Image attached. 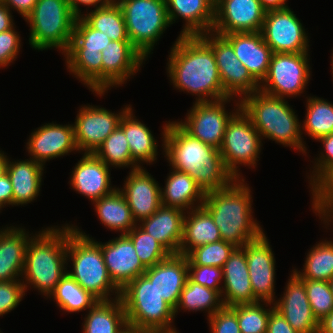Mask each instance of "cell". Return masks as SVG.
I'll return each instance as SVG.
<instances>
[{"mask_svg": "<svg viewBox=\"0 0 333 333\" xmlns=\"http://www.w3.org/2000/svg\"><path fill=\"white\" fill-rule=\"evenodd\" d=\"M231 308L236 312L241 333H266L270 313L275 307L270 302H256Z\"/></svg>", "mask_w": 333, "mask_h": 333, "instance_id": "obj_43", "label": "cell"}, {"mask_svg": "<svg viewBox=\"0 0 333 333\" xmlns=\"http://www.w3.org/2000/svg\"><path fill=\"white\" fill-rule=\"evenodd\" d=\"M0 204L3 207L13 206V187L7 173L0 177Z\"/></svg>", "mask_w": 333, "mask_h": 333, "instance_id": "obj_55", "label": "cell"}, {"mask_svg": "<svg viewBox=\"0 0 333 333\" xmlns=\"http://www.w3.org/2000/svg\"><path fill=\"white\" fill-rule=\"evenodd\" d=\"M170 169L165 186L160 187L161 204L184 211L201 207L205 199L202 188L186 172Z\"/></svg>", "mask_w": 333, "mask_h": 333, "instance_id": "obj_32", "label": "cell"}, {"mask_svg": "<svg viewBox=\"0 0 333 333\" xmlns=\"http://www.w3.org/2000/svg\"><path fill=\"white\" fill-rule=\"evenodd\" d=\"M188 277L195 283L222 292L223 269L215 266L188 265Z\"/></svg>", "mask_w": 333, "mask_h": 333, "instance_id": "obj_49", "label": "cell"}, {"mask_svg": "<svg viewBox=\"0 0 333 333\" xmlns=\"http://www.w3.org/2000/svg\"><path fill=\"white\" fill-rule=\"evenodd\" d=\"M222 240L218 226L201 206L186 211L179 254L187 255L192 249Z\"/></svg>", "mask_w": 333, "mask_h": 333, "instance_id": "obj_34", "label": "cell"}, {"mask_svg": "<svg viewBox=\"0 0 333 333\" xmlns=\"http://www.w3.org/2000/svg\"><path fill=\"white\" fill-rule=\"evenodd\" d=\"M126 324L127 318L120 298L98 301L87 311L82 323V332L119 333Z\"/></svg>", "mask_w": 333, "mask_h": 333, "instance_id": "obj_36", "label": "cell"}, {"mask_svg": "<svg viewBox=\"0 0 333 333\" xmlns=\"http://www.w3.org/2000/svg\"><path fill=\"white\" fill-rule=\"evenodd\" d=\"M6 226L0 228V281L21 280L28 241L35 233L22 226Z\"/></svg>", "mask_w": 333, "mask_h": 333, "instance_id": "obj_29", "label": "cell"}, {"mask_svg": "<svg viewBox=\"0 0 333 333\" xmlns=\"http://www.w3.org/2000/svg\"><path fill=\"white\" fill-rule=\"evenodd\" d=\"M332 56H331V74H332V78H333V52H332V54H331ZM333 80V79H332Z\"/></svg>", "mask_w": 333, "mask_h": 333, "instance_id": "obj_64", "label": "cell"}, {"mask_svg": "<svg viewBox=\"0 0 333 333\" xmlns=\"http://www.w3.org/2000/svg\"><path fill=\"white\" fill-rule=\"evenodd\" d=\"M118 236L105 243L96 242L101 246L111 280L122 290L133 279L144 274L147 268L137 256L131 239L126 234Z\"/></svg>", "mask_w": 333, "mask_h": 333, "instance_id": "obj_23", "label": "cell"}, {"mask_svg": "<svg viewBox=\"0 0 333 333\" xmlns=\"http://www.w3.org/2000/svg\"><path fill=\"white\" fill-rule=\"evenodd\" d=\"M263 9L268 12L272 10H280L289 7L287 0H259Z\"/></svg>", "mask_w": 333, "mask_h": 333, "instance_id": "obj_58", "label": "cell"}, {"mask_svg": "<svg viewBox=\"0 0 333 333\" xmlns=\"http://www.w3.org/2000/svg\"><path fill=\"white\" fill-rule=\"evenodd\" d=\"M4 207L0 204V213H1V210L3 209Z\"/></svg>", "mask_w": 333, "mask_h": 333, "instance_id": "obj_65", "label": "cell"}, {"mask_svg": "<svg viewBox=\"0 0 333 333\" xmlns=\"http://www.w3.org/2000/svg\"><path fill=\"white\" fill-rule=\"evenodd\" d=\"M68 262L71 270H67V273L99 301L120 298L121 290L109 276L101 246L72 223H67Z\"/></svg>", "mask_w": 333, "mask_h": 333, "instance_id": "obj_6", "label": "cell"}, {"mask_svg": "<svg viewBox=\"0 0 333 333\" xmlns=\"http://www.w3.org/2000/svg\"><path fill=\"white\" fill-rule=\"evenodd\" d=\"M131 106L125 105L115 113L101 106L82 105L73 123L75 144L79 153L94 154L118 127L121 117Z\"/></svg>", "mask_w": 333, "mask_h": 333, "instance_id": "obj_16", "label": "cell"}, {"mask_svg": "<svg viewBox=\"0 0 333 333\" xmlns=\"http://www.w3.org/2000/svg\"><path fill=\"white\" fill-rule=\"evenodd\" d=\"M8 157L4 151L0 150V177L7 173Z\"/></svg>", "mask_w": 333, "mask_h": 333, "instance_id": "obj_60", "label": "cell"}, {"mask_svg": "<svg viewBox=\"0 0 333 333\" xmlns=\"http://www.w3.org/2000/svg\"><path fill=\"white\" fill-rule=\"evenodd\" d=\"M305 120L301 122V134L318 140L333 133V104L327 99L307 96ZM305 131V132H303Z\"/></svg>", "mask_w": 333, "mask_h": 333, "instance_id": "obj_40", "label": "cell"}, {"mask_svg": "<svg viewBox=\"0 0 333 333\" xmlns=\"http://www.w3.org/2000/svg\"><path fill=\"white\" fill-rule=\"evenodd\" d=\"M68 1H69V5H70V8L72 9V11L79 17L84 13V12H81L82 11V9L80 8L81 5L88 6L87 7L88 10H89L90 6H92V8H94V9H96L98 7H103V6L107 5L108 3H110L113 0H68Z\"/></svg>", "mask_w": 333, "mask_h": 333, "instance_id": "obj_56", "label": "cell"}, {"mask_svg": "<svg viewBox=\"0 0 333 333\" xmlns=\"http://www.w3.org/2000/svg\"><path fill=\"white\" fill-rule=\"evenodd\" d=\"M252 191L245 179H235L229 186L205 193L202 207L218 226L222 240L243 247L257 239L263 227L253 215Z\"/></svg>", "mask_w": 333, "mask_h": 333, "instance_id": "obj_3", "label": "cell"}, {"mask_svg": "<svg viewBox=\"0 0 333 333\" xmlns=\"http://www.w3.org/2000/svg\"><path fill=\"white\" fill-rule=\"evenodd\" d=\"M111 39L92 28L81 16L63 54L67 70L92 92H102V54Z\"/></svg>", "mask_w": 333, "mask_h": 333, "instance_id": "obj_8", "label": "cell"}, {"mask_svg": "<svg viewBox=\"0 0 333 333\" xmlns=\"http://www.w3.org/2000/svg\"><path fill=\"white\" fill-rule=\"evenodd\" d=\"M317 141L322 143L323 151L313 162L312 171L307 176L309 188L312 189L333 168V133L320 137Z\"/></svg>", "mask_w": 333, "mask_h": 333, "instance_id": "obj_48", "label": "cell"}, {"mask_svg": "<svg viewBox=\"0 0 333 333\" xmlns=\"http://www.w3.org/2000/svg\"><path fill=\"white\" fill-rule=\"evenodd\" d=\"M77 15L68 0H38L33 12L25 19L30 27L29 44L32 49L67 51Z\"/></svg>", "mask_w": 333, "mask_h": 333, "instance_id": "obj_9", "label": "cell"}, {"mask_svg": "<svg viewBox=\"0 0 333 333\" xmlns=\"http://www.w3.org/2000/svg\"><path fill=\"white\" fill-rule=\"evenodd\" d=\"M167 59L171 85L180 92L197 96L195 102L229 97L224 92L214 52L199 35H179Z\"/></svg>", "mask_w": 333, "mask_h": 333, "instance_id": "obj_1", "label": "cell"}, {"mask_svg": "<svg viewBox=\"0 0 333 333\" xmlns=\"http://www.w3.org/2000/svg\"><path fill=\"white\" fill-rule=\"evenodd\" d=\"M329 287L333 296V278L329 281Z\"/></svg>", "mask_w": 333, "mask_h": 333, "instance_id": "obj_63", "label": "cell"}, {"mask_svg": "<svg viewBox=\"0 0 333 333\" xmlns=\"http://www.w3.org/2000/svg\"><path fill=\"white\" fill-rule=\"evenodd\" d=\"M223 306L221 295L216 290L199 285L188 277L175 308V317L181 310L185 312L187 310L188 312L205 311L208 319Z\"/></svg>", "mask_w": 333, "mask_h": 333, "instance_id": "obj_39", "label": "cell"}, {"mask_svg": "<svg viewBox=\"0 0 333 333\" xmlns=\"http://www.w3.org/2000/svg\"><path fill=\"white\" fill-rule=\"evenodd\" d=\"M307 297L318 321L333 311V296L329 281L304 279Z\"/></svg>", "mask_w": 333, "mask_h": 333, "instance_id": "obj_46", "label": "cell"}, {"mask_svg": "<svg viewBox=\"0 0 333 333\" xmlns=\"http://www.w3.org/2000/svg\"><path fill=\"white\" fill-rule=\"evenodd\" d=\"M13 13L0 2V32L11 29L14 23Z\"/></svg>", "mask_w": 333, "mask_h": 333, "instance_id": "obj_57", "label": "cell"}, {"mask_svg": "<svg viewBox=\"0 0 333 333\" xmlns=\"http://www.w3.org/2000/svg\"><path fill=\"white\" fill-rule=\"evenodd\" d=\"M310 191L313 213L319 219H330L333 215V168Z\"/></svg>", "mask_w": 333, "mask_h": 333, "instance_id": "obj_47", "label": "cell"}, {"mask_svg": "<svg viewBox=\"0 0 333 333\" xmlns=\"http://www.w3.org/2000/svg\"><path fill=\"white\" fill-rule=\"evenodd\" d=\"M48 298L55 300V304L65 313L88 311L99 301L85 291L68 273L58 282Z\"/></svg>", "mask_w": 333, "mask_h": 333, "instance_id": "obj_38", "label": "cell"}, {"mask_svg": "<svg viewBox=\"0 0 333 333\" xmlns=\"http://www.w3.org/2000/svg\"><path fill=\"white\" fill-rule=\"evenodd\" d=\"M266 333H299L286 321L275 308L271 311Z\"/></svg>", "mask_w": 333, "mask_h": 333, "instance_id": "obj_53", "label": "cell"}, {"mask_svg": "<svg viewBox=\"0 0 333 333\" xmlns=\"http://www.w3.org/2000/svg\"><path fill=\"white\" fill-rule=\"evenodd\" d=\"M166 4L170 1V0H163Z\"/></svg>", "mask_w": 333, "mask_h": 333, "instance_id": "obj_66", "label": "cell"}, {"mask_svg": "<svg viewBox=\"0 0 333 333\" xmlns=\"http://www.w3.org/2000/svg\"><path fill=\"white\" fill-rule=\"evenodd\" d=\"M92 205L101 224L110 231L120 232V235L128 234L137 225L126 199L118 188L92 202Z\"/></svg>", "mask_w": 333, "mask_h": 333, "instance_id": "obj_35", "label": "cell"}, {"mask_svg": "<svg viewBox=\"0 0 333 333\" xmlns=\"http://www.w3.org/2000/svg\"><path fill=\"white\" fill-rule=\"evenodd\" d=\"M232 243L220 240L192 249L186 256L188 265L215 266L222 268L234 250Z\"/></svg>", "mask_w": 333, "mask_h": 333, "instance_id": "obj_45", "label": "cell"}, {"mask_svg": "<svg viewBox=\"0 0 333 333\" xmlns=\"http://www.w3.org/2000/svg\"><path fill=\"white\" fill-rule=\"evenodd\" d=\"M321 220V223H323V227H325L326 229H329L328 227H331L330 224H332L333 226V215L330 219H320ZM323 221V222H322ZM326 225V226H325ZM330 225V226H329ZM328 226V227H327Z\"/></svg>", "mask_w": 333, "mask_h": 333, "instance_id": "obj_62", "label": "cell"}, {"mask_svg": "<svg viewBox=\"0 0 333 333\" xmlns=\"http://www.w3.org/2000/svg\"><path fill=\"white\" fill-rule=\"evenodd\" d=\"M119 333H150V332L127 323Z\"/></svg>", "mask_w": 333, "mask_h": 333, "instance_id": "obj_61", "label": "cell"}, {"mask_svg": "<svg viewBox=\"0 0 333 333\" xmlns=\"http://www.w3.org/2000/svg\"><path fill=\"white\" fill-rule=\"evenodd\" d=\"M186 211L161 205L138 225L155 238L170 254H179Z\"/></svg>", "mask_w": 333, "mask_h": 333, "instance_id": "obj_30", "label": "cell"}, {"mask_svg": "<svg viewBox=\"0 0 333 333\" xmlns=\"http://www.w3.org/2000/svg\"><path fill=\"white\" fill-rule=\"evenodd\" d=\"M240 108L250 118L263 139L275 141L307 156L301 121L285 98L268 95L260 90L240 100Z\"/></svg>", "mask_w": 333, "mask_h": 333, "instance_id": "obj_5", "label": "cell"}, {"mask_svg": "<svg viewBox=\"0 0 333 333\" xmlns=\"http://www.w3.org/2000/svg\"><path fill=\"white\" fill-rule=\"evenodd\" d=\"M15 28L16 25L0 32V69L10 66L18 58L22 38Z\"/></svg>", "mask_w": 333, "mask_h": 333, "instance_id": "obj_51", "label": "cell"}, {"mask_svg": "<svg viewBox=\"0 0 333 333\" xmlns=\"http://www.w3.org/2000/svg\"><path fill=\"white\" fill-rule=\"evenodd\" d=\"M8 157L7 174L13 187V206H24L40 195L44 168L33 159L11 160Z\"/></svg>", "mask_w": 333, "mask_h": 333, "instance_id": "obj_31", "label": "cell"}, {"mask_svg": "<svg viewBox=\"0 0 333 333\" xmlns=\"http://www.w3.org/2000/svg\"><path fill=\"white\" fill-rule=\"evenodd\" d=\"M81 155L71 172L70 187L91 202L111 194L117 188L111 184V167L93 153Z\"/></svg>", "mask_w": 333, "mask_h": 333, "instance_id": "obj_24", "label": "cell"}, {"mask_svg": "<svg viewBox=\"0 0 333 333\" xmlns=\"http://www.w3.org/2000/svg\"><path fill=\"white\" fill-rule=\"evenodd\" d=\"M132 106L121 117L119 126L128 140L131 158L140 166L157 162L158 142L152 131L133 113ZM142 164V165H141Z\"/></svg>", "mask_w": 333, "mask_h": 333, "instance_id": "obj_33", "label": "cell"}, {"mask_svg": "<svg viewBox=\"0 0 333 333\" xmlns=\"http://www.w3.org/2000/svg\"><path fill=\"white\" fill-rule=\"evenodd\" d=\"M305 30L294 11L287 7L266 12L261 33L272 53H301L310 51Z\"/></svg>", "mask_w": 333, "mask_h": 333, "instance_id": "obj_15", "label": "cell"}, {"mask_svg": "<svg viewBox=\"0 0 333 333\" xmlns=\"http://www.w3.org/2000/svg\"><path fill=\"white\" fill-rule=\"evenodd\" d=\"M102 54V92H94L104 96L113 87L123 86L139 72L146 59L130 41H110Z\"/></svg>", "mask_w": 333, "mask_h": 333, "instance_id": "obj_18", "label": "cell"}, {"mask_svg": "<svg viewBox=\"0 0 333 333\" xmlns=\"http://www.w3.org/2000/svg\"><path fill=\"white\" fill-rule=\"evenodd\" d=\"M144 275L154 284L158 294L175 309L188 279L187 256L170 254L160 263L147 268Z\"/></svg>", "mask_w": 333, "mask_h": 333, "instance_id": "obj_26", "label": "cell"}, {"mask_svg": "<svg viewBox=\"0 0 333 333\" xmlns=\"http://www.w3.org/2000/svg\"><path fill=\"white\" fill-rule=\"evenodd\" d=\"M165 122L161 145L170 168L189 174L205 193L223 189L235 180L218 149L191 136L176 121Z\"/></svg>", "mask_w": 333, "mask_h": 333, "instance_id": "obj_2", "label": "cell"}, {"mask_svg": "<svg viewBox=\"0 0 333 333\" xmlns=\"http://www.w3.org/2000/svg\"><path fill=\"white\" fill-rule=\"evenodd\" d=\"M116 1L123 11L130 42L148 60L160 37L171 26L167 4L163 0Z\"/></svg>", "mask_w": 333, "mask_h": 333, "instance_id": "obj_10", "label": "cell"}, {"mask_svg": "<svg viewBox=\"0 0 333 333\" xmlns=\"http://www.w3.org/2000/svg\"><path fill=\"white\" fill-rule=\"evenodd\" d=\"M87 10L81 17L94 29L106 34L111 41H130L126 31L125 18L116 0L103 7Z\"/></svg>", "mask_w": 333, "mask_h": 333, "instance_id": "obj_37", "label": "cell"}, {"mask_svg": "<svg viewBox=\"0 0 333 333\" xmlns=\"http://www.w3.org/2000/svg\"><path fill=\"white\" fill-rule=\"evenodd\" d=\"M167 14L170 25L180 18L185 21L179 35L208 33L215 20V0H170L167 3Z\"/></svg>", "mask_w": 333, "mask_h": 333, "instance_id": "obj_28", "label": "cell"}, {"mask_svg": "<svg viewBox=\"0 0 333 333\" xmlns=\"http://www.w3.org/2000/svg\"><path fill=\"white\" fill-rule=\"evenodd\" d=\"M282 295L273 304L293 329L299 333H318L319 321L310 306L304 279L293 270Z\"/></svg>", "mask_w": 333, "mask_h": 333, "instance_id": "obj_22", "label": "cell"}, {"mask_svg": "<svg viewBox=\"0 0 333 333\" xmlns=\"http://www.w3.org/2000/svg\"><path fill=\"white\" fill-rule=\"evenodd\" d=\"M307 252L302 271L293 269L301 279L330 281L333 278V241L322 239Z\"/></svg>", "mask_w": 333, "mask_h": 333, "instance_id": "obj_41", "label": "cell"}, {"mask_svg": "<svg viewBox=\"0 0 333 333\" xmlns=\"http://www.w3.org/2000/svg\"><path fill=\"white\" fill-rule=\"evenodd\" d=\"M266 11L259 0H215V20L211 32H261Z\"/></svg>", "mask_w": 333, "mask_h": 333, "instance_id": "obj_19", "label": "cell"}, {"mask_svg": "<svg viewBox=\"0 0 333 333\" xmlns=\"http://www.w3.org/2000/svg\"><path fill=\"white\" fill-rule=\"evenodd\" d=\"M310 52L273 53L259 90L275 97L301 96L311 80Z\"/></svg>", "mask_w": 333, "mask_h": 333, "instance_id": "obj_12", "label": "cell"}, {"mask_svg": "<svg viewBox=\"0 0 333 333\" xmlns=\"http://www.w3.org/2000/svg\"><path fill=\"white\" fill-rule=\"evenodd\" d=\"M243 247L254 297L259 302L274 303L277 298L275 296L276 260L265 232L257 239L247 242Z\"/></svg>", "mask_w": 333, "mask_h": 333, "instance_id": "obj_17", "label": "cell"}, {"mask_svg": "<svg viewBox=\"0 0 333 333\" xmlns=\"http://www.w3.org/2000/svg\"><path fill=\"white\" fill-rule=\"evenodd\" d=\"M38 0H0L11 12L17 11L25 20L34 9Z\"/></svg>", "mask_w": 333, "mask_h": 333, "instance_id": "obj_54", "label": "cell"}, {"mask_svg": "<svg viewBox=\"0 0 333 333\" xmlns=\"http://www.w3.org/2000/svg\"><path fill=\"white\" fill-rule=\"evenodd\" d=\"M120 299L128 324L150 333L177 332L174 326L175 309L158 294L154 284L144 274L121 290Z\"/></svg>", "mask_w": 333, "mask_h": 333, "instance_id": "obj_7", "label": "cell"}, {"mask_svg": "<svg viewBox=\"0 0 333 333\" xmlns=\"http://www.w3.org/2000/svg\"><path fill=\"white\" fill-rule=\"evenodd\" d=\"M318 333H333V311L319 321Z\"/></svg>", "mask_w": 333, "mask_h": 333, "instance_id": "obj_59", "label": "cell"}, {"mask_svg": "<svg viewBox=\"0 0 333 333\" xmlns=\"http://www.w3.org/2000/svg\"><path fill=\"white\" fill-rule=\"evenodd\" d=\"M26 294L22 280L0 281V317L15 310Z\"/></svg>", "mask_w": 333, "mask_h": 333, "instance_id": "obj_50", "label": "cell"}, {"mask_svg": "<svg viewBox=\"0 0 333 333\" xmlns=\"http://www.w3.org/2000/svg\"><path fill=\"white\" fill-rule=\"evenodd\" d=\"M67 266V224L42 227L29 239L26 248L21 277L25 292L33 288L48 299L67 273Z\"/></svg>", "mask_w": 333, "mask_h": 333, "instance_id": "obj_4", "label": "cell"}, {"mask_svg": "<svg viewBox=\"0 0 333 333\" xmlns=\"http://www.w3.org/2000/svg\"><path fill=\"white\" fill-rule=\"evenodd\" d=\"M94 154L111 168L130 167V170H134L140 167L131 158L128 140L119 125Z\"/></svg>", "mask_w": 333, "mask_h": 333, "instance_id": "obj_42", "label": "cell"}, {"mask_svg": "<svg viewBox=\"0 0 333 333\" xmlns=\"http://www.w3.org/2000/svg\"><path fill=\"white\" fill-rule=\"evenodd\" d=\"M222 36L232 45L242 65L261 84L267 76L273 54L271 48L264 42L262 33H229Z\"/></svg>", "mask_w": 333, "mask_h": 333, "instance_id": "obj_27", "label": "cell"}, {"mask_svg": "<svg viewBox=\"0 0 333 333\" xmlns=\"http://www.w3.org/2000/svg\"><path fill=\"white\" fill-rule=\"evenodd\" d=\"M25 143L29 158L45 166L47 161L56 159L71 152H78L74 138L73 124H57L56 122L33 130Z\"/></svg>", "mask_w": 333, "mask_h": 333, "instance_id": "obj_20", "label": "cell"}, {"mask_svg": "<svg viewBox=\"0 0 333 333\" xmlns=\"http://www.w3.org/2000/svg\"><path fill=\"white\" fill-rule=\"evenodd\" d=\"M261 146H263L261 135L240 108L228 121L219 148L227 170L235 179H244L240 166H248L249 169L257 166L262 152Z\"/></svg>", "mask_w": 333, "mask_h": 333, "instance_id": "obj_11", "label": "cell"}, {"mask_svg": "<svg viewBox=\"0 0 333 333\" xmlns=\"http://www.w3.org/2000/svg\"><path fill=\"white\" fill-rule=\"evenodd\" d=\"M231 101L235 103V107L228 112L225 107ZM239 109L240 100L232 97L215 101L193 102V106L186 113V118L176 122L191 136L219 150L227 123Z\"/></svg>", "mask_w": 333, "mask_h": 333, "instance_id": "obj_13", "label": "cell"}, {"mask_svg": "<svg viewBox=\"0 0 333 333\" xmlns=\"http://www.w3.org/2000/svg\"><path fill=\"white\" fill-rule=\"evenodd\" d=\"M126 235L131 239L137 256L146 268L160 263L170 255L154 237L138 224Z\"/></svg>", "mask_w": 333, "mask_h": 333, "instance_id": "obj_44", "label": "cell"}, {"mask_svg": "<svg viewBox=\"0 0 333 333\" xmlns=\"http://www.w3.org/2000/svg\"><path fill=\"white\" fill-rule=\"evenodd\" d=\"M210 333H241L236 312L223 306L207 319Z\"/></svg>", "mask_w": 333, "mask_h": 333, "instance_id": "obj_52", "label": "cell"}, {"mask_svg": "<svg viewBox=\"0 0 333 333\" xmlns=\"http://www.w3.org/2000/svg\"><path fill=\"white\" fill-rule=\"evenodd\" d=\"M158 183L146 168L139 167L129 171L122 188L117 187L126 199L137 224L149 218L162 205L161 186Z\"/></svg>", "mask_w": 333, "mask_h": 333, "instance_id": "obj_21", "label": "cell"}, {"mask_svg": "<svg viewBox=\"0 0 333 333\" xmlns=\"http://www.w3.org/2000/svg\"><path fill=\"white\" fill-rule=\"evenodd\" d=\"M221 298L224 306L259 302L253 294L244 247H235L224 263Z\"/></svg>", "mask_w": 333, "mask_h": 333, "instance_id": "obj_25", "label": "cell"}, {"mask_svg": "<svg viewBox=\"0 0 333 333\" xmlns=\"http://www.w3.org/2000/svg\"><path fill=\"white\" fill-rule=\"evenodd\" d=\"M213 50L224 92L241 100L248 94L258 91L260 84L251 76L248 69L237 58L232 45L213 32L199 35ZM238 96V97H237Z\"/></svg>", "mask_w": 333, "mask_h": 333, "instance_id": "obj_14", "label": "cell"}]
</instances>
